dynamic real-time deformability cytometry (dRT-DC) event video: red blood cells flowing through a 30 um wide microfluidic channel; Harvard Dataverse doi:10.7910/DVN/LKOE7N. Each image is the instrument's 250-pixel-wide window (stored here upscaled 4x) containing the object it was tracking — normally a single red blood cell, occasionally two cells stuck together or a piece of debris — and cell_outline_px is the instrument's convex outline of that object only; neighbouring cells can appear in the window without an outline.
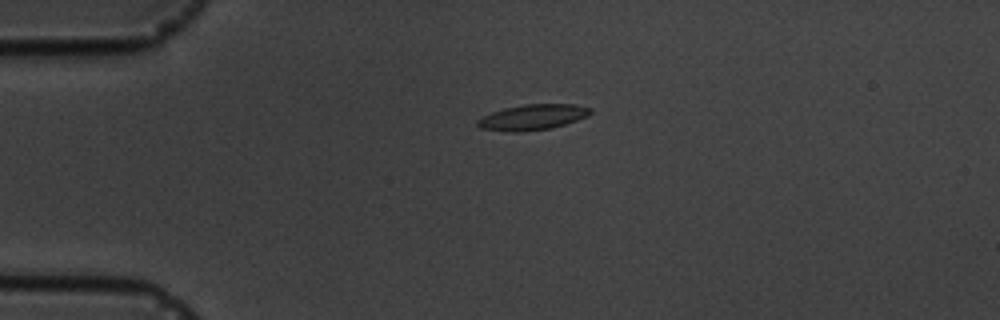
{"species": "common noctule bat (a hibernating species)", "species_latin": "Nyctalus noctula", "temperature_condition": "cold", "stored_images_in_passage": 3, "camera_frame_rate_fps": 3000, "um_per_image_px": 0.085, "animal": {"sex": "male", "body_mass_g": 19.5, "forearm_length_mm": 54.6}, "frame": {"image": 1, "passage_image": 1, "time_ms": 0.0, "image_size_px": [1000, 320], "cell_outline_px": [[592, 112], [588, 116], [552, 128], [520, 132], [504, 132], [480, 128], [476, 124], [476, 120], [492, 112], [504, 108], [524, 104], [576, 104], [592, 108]], "centroid_in_image_um": [45.26, 9.96], "position_along_channel_um": 39.7, "area_um2": 16.94}}
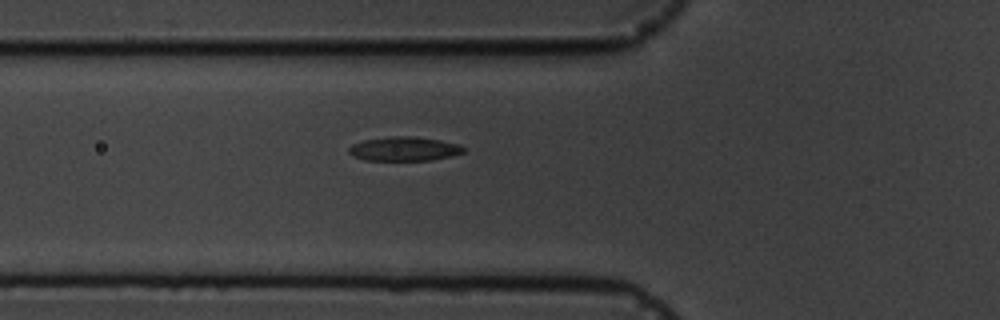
{"frame": {"image": 2, "passage_image": 3, "time_ms": 2.333, "image_size_px": [1000, 320], "cell_outline_px": [[464, 152], [432, 160], [364, 160], [352, 156], [348, 152], [348, 148], [352, 144], [364, 140], [392, 136], [412, 136], [440, 140], [460, 144], [464, 148]], "centroid_in_image_um": [34.32, 12.65], "position_along_channel_um": 91.5, "area_um2": 16.07}}